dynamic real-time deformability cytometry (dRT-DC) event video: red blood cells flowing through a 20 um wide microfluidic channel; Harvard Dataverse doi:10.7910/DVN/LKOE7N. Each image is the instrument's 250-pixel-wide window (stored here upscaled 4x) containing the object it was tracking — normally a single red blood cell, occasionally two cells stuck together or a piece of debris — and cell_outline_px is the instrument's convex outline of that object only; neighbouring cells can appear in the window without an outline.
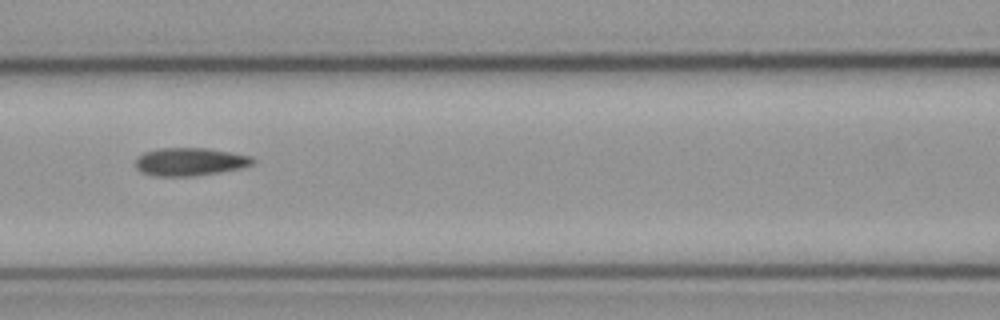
{"species": "common noctule bat (a hibernating species)", "species_latin": "Nyctalus noctula", "temperature_condition": "cold", "stored_images_in_passage": 6, "segment_of_instrument_passage": [1, 2], "camera_frame_rate_fps": 3000, "um_per_image_px": 0.085, "animal": {"sex": "male", "body_mass_g": 23.1, "forearm_length_mm": 52.7}, "frame": {"image": 1, "passage_image": 4, "time_ms": 1.0, "image_size_px": [1000, 320], "cell_outline_px": [[256, 164], [240, 168], [220, 172], [192, 176], [152, 176], [136, 168], [136, 160], [144, 152], [160, 148], [208, 148], [252, 156], [256, 160]], "centroid_in_image_um": [16.2, 13.74], "position_along_channel_um": 150.4, "area_um2": 19.13}}
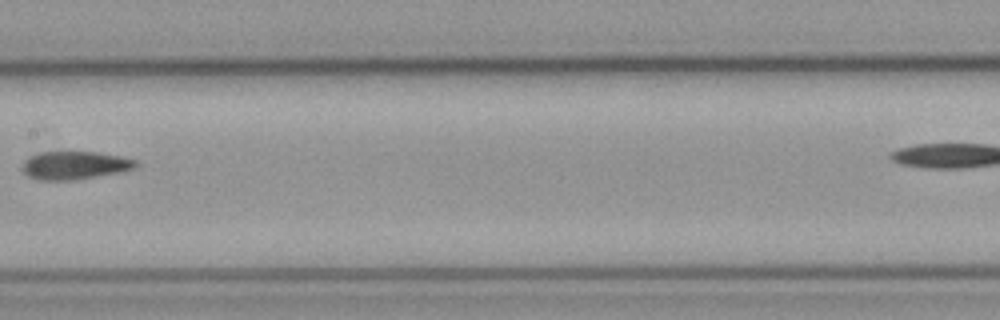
{"frame": {"image": 2, "passage_image": 5, "time_ms": 1.333, "image_size_px": [1000, 320], "cell_outline_px": [[140, 164], [136, 168], [120, 172], [76, 180], [40, 180], [28, 176], [20, 168], [24, 160], [28, 156], [40, 152], [100, 152], [120, 156], [136, 160]], "centroid_in_image_um": [6.35, 14.05], "position_along_channel_um": 201.0, "area_um2": 18.84}}